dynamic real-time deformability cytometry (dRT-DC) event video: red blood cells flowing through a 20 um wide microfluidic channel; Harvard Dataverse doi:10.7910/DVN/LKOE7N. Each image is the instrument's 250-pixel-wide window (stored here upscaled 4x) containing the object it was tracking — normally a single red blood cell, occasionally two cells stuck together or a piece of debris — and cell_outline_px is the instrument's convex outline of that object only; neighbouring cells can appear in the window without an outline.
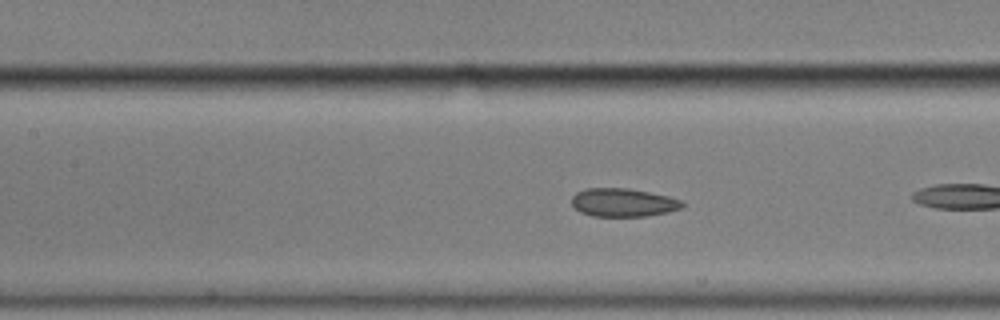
{"species": "common noctule bat (a hibernating species)", "species_latin": "Nyctalus noctula", "temperature_condition": "cold", "stored_images_in_passage": 24, "camera_frame_rate_fps": 3000, "um_per_image_px": 0.085, "animal": {"sex": "male", "body_mass_g": 17.9}, "frame": {"image": 1, "passage_image": 8, "time_ms": 2.333, "image_size_px": [1000, 320], "cell_outline_px": [[684, 204], [680, 208], [668, 212], [648, 216], [592, 216], [580, 212], [572, 204], [572, 196], [576, 192], [584, 188], [628, 188], [668, 196], [684, 200]], "centroid_in_image_um": [52.97, 17.21], "position_along_channel_um": 154.4, "area_um2": 18.32}}